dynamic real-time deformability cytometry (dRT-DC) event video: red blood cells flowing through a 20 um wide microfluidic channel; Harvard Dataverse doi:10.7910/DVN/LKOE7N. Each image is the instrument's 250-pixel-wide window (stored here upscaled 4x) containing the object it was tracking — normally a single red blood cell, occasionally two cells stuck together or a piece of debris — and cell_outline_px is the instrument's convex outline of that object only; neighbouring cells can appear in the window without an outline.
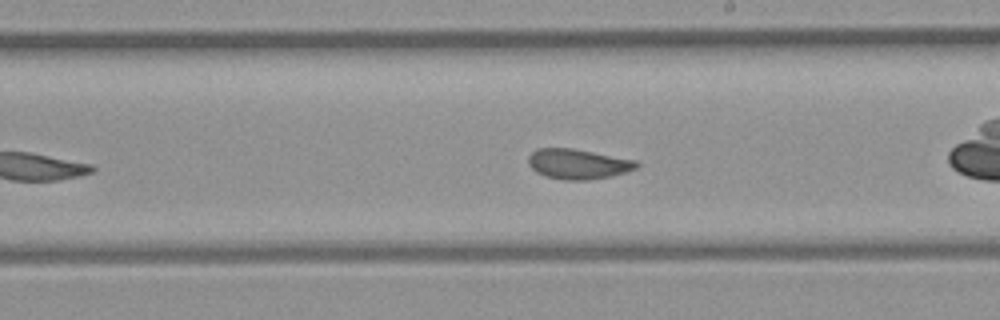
{"species": "common noctule bat (a hibernating species)", "species_latin": "Nyctalus noctula", "temperature_condition": "room temperature", "stored_images_in_passage": 25, "camera_frame_rate_fps": 3000, "um_per_image_px": 0.085, "animal": {"sex": "female", "body_mass_g": 21.9}, "frame": {"image": 1, "passage_image": 15, "time_ms": 4.667, "image_size_px": [1000, 320], "cell_outline_px": [[640, 164], [636, 168], [612, 176], [588, 180], [564, 180], [544, 176], [536, 172], [528, 164], [528, 156], [536, 148], [572, 148], [636, 160]], "centroid_in_image_um": [49.1, 13.94], "position_along_channel_um": 239.9, "area_um2": 19.02}, "authors_computed_cell_mechanics": {"area_um2": 19.0162, "velocity_mm_per_s": 3.9526, "shape_relaxation_time_tau1_ms": 5.0229, "shape_relaxation_time_tau2_ms": 0.5732, "deformation_change_tau1": null, "deformation_change_tau2": 0.082}}